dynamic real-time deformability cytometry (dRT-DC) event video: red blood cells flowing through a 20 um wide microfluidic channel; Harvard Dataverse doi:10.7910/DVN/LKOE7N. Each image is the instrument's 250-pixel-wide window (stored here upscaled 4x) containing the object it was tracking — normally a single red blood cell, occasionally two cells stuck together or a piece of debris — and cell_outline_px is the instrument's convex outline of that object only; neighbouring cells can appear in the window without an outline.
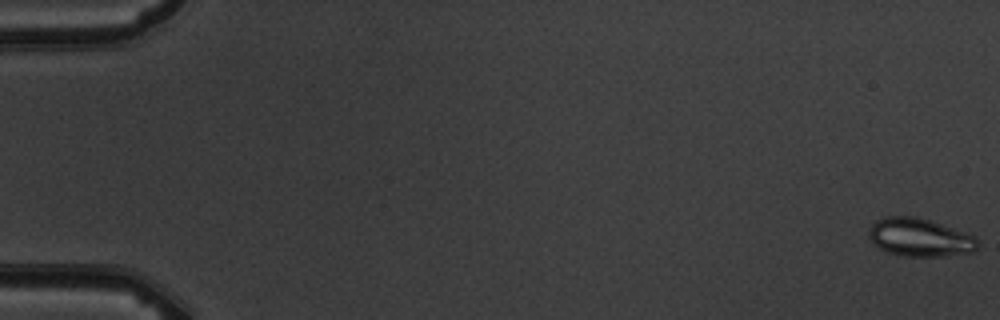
{"species": "common noctule bat (a hibernating species)", "species_latin": "Nyctalus noctula", "temperature_condition": "warm", "stored_images_in_passage": 8, "camera_frame_rate_fps": 3000, "um_per_image_px": 0.085, "animal": {"sex": "male", "body_mass_g": 19.5, "forearm_length_mm": 54.6}, "frame": {"image": 1, "passage_image": 1, "time_ms": 0.0, "image_size_px": [1000, 320], "cell_outline_px": [[980, 244], [972, 252], [944, 256], [904, 256], [888, 252], [880, 248], [868, 236], [868, 228], [876, 220], [884, 216], [916, 216], [940, 224], [972, 236]], "centroid_in_image_um": [78.12, 20.18], "position_along_channel_um": 6.9, "area_um2": 23.81}}
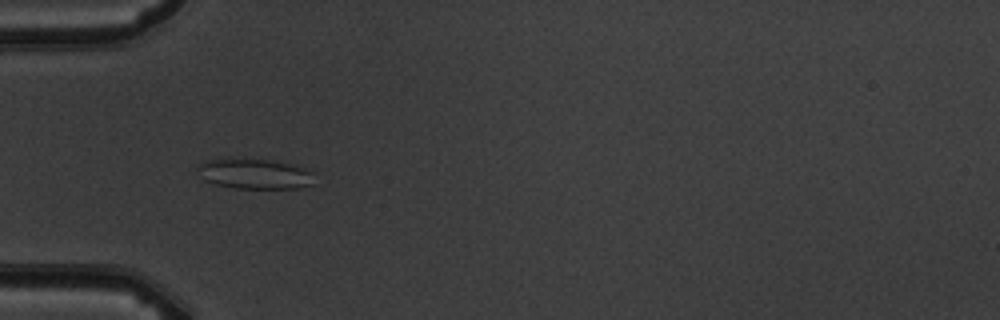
{"frame": {"image": 2, "passage_image": 6, "time_ms": 5.667, "image_size_px": [1000, 320], "cell_outline_px": [[316, 172], [312, 184], [300, 188], [232, 188], [216, 184], [204, 180], [196, 168], [196, 164], [204, 160], [228, 156], [268, 160], [296, 164]], "centroid_in_image_um": [21.62, 14.73], "position_along_channel_um": 63.4, "area_um2": 21.5}}
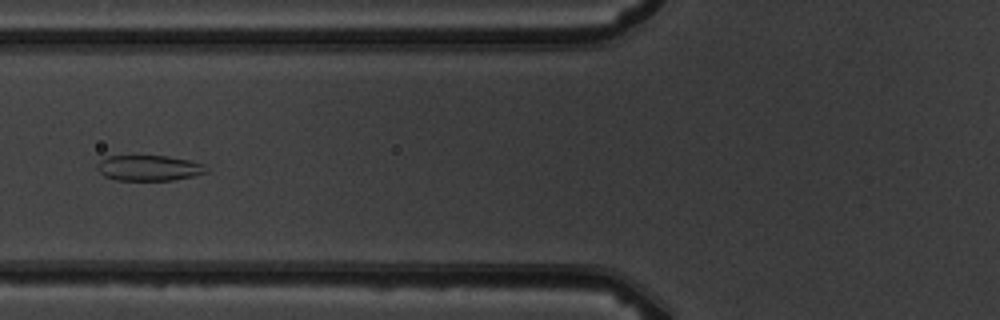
{"frame": {"image": 3, "passage_image": 7, "time_ms": 7.0, "image_size_px": [1000, 320], "cell_outline_px": [[208, 172], [192, 176], [172, 180], [116, 180], [104, 176], [96, 168], [96, 164], [100, 160], [108, 156], [168, 156], [188, 160], [204, 164]], "centroid_in_image_um": [12.63, 14.28], "position_along_channel_um": 113.2, "area_um2": 16.18}}